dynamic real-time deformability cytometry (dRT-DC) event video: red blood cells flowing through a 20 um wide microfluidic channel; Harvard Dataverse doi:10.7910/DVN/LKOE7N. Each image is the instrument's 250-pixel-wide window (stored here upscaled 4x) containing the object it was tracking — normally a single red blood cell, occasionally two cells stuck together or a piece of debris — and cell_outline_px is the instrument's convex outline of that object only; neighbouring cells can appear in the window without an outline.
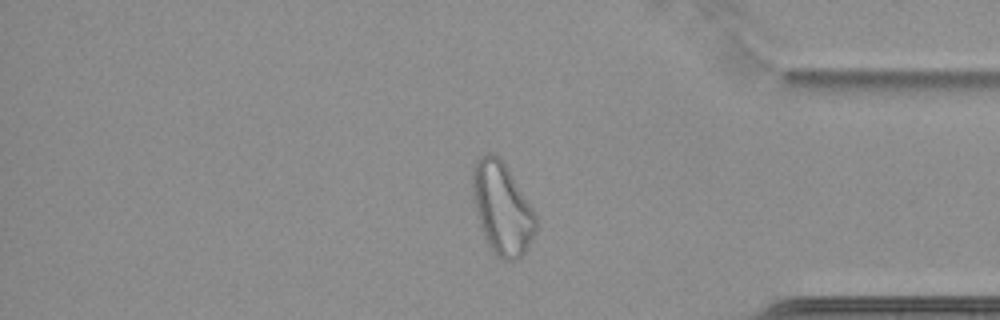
{"species": "common noctule bat (a hibernating species)", "species_latin": "Nyctalus noctula", "temperature_condition": "cold", "stored_images_in_passage": 65, "camera_frame_rate_fps": 3000, "um_per_image_px": 0.085, "animal": {"sex": "female", "body_mass_g": 22.7, "forearm_length_mm": 54.2}, "frame": {"image": 1, "passage_image": 56, "time_ms": 18.333, "image_size_px": [1000, 320], "cell_outline_px": [[536, 232], [528, 248], [520, 260], [504, 260], [496, 256], [488, 244], [480, 228], [472, 196], [472, 168], [476, 160], [480, 156], [488, 152], [492, 152], [508, 168], [536, 212]], "centroid_in_image_um": [42.68, 17.73], "position_along_channel_um": 392.5, "area_um2": 34.33}}